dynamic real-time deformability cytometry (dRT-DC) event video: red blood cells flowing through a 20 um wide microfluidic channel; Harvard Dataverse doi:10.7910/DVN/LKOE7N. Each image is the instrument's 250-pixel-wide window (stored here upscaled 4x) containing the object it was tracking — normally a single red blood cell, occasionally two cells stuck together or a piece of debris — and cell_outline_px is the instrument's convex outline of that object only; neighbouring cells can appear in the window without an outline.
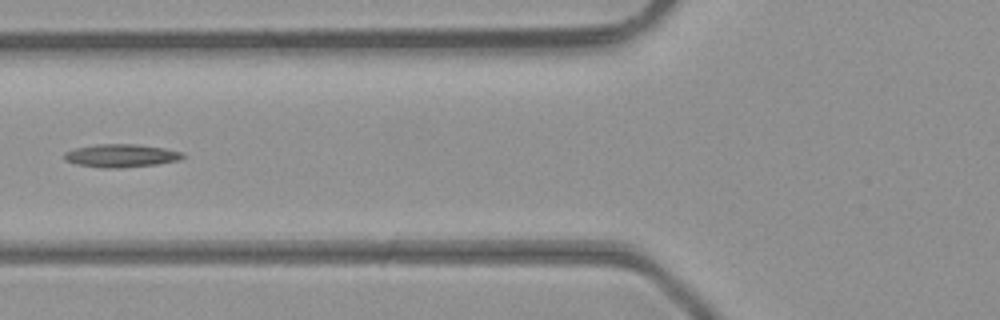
{"species": "common noctule bat (a hibernating species)", "species_latin": "Nyctalus noctula", "temperature_condition": "room temperature", "stored_images_in_passage": 3, "camera_frame_rate_fps": 3000, "um_per_image_px": 0.085, "animal": {"sex": "male", "body_mass_g": 23.1, "forearm_length_mm": 52.7}, "frame": {"image": 1, "passage_image": 2, "time_ms": 0.333, "image_size_px": [1000, 320], "cell_outline_px": [[184, 156], [180, 160], [156, 164], [120, 168], [100, 168], [76, 164], [64, 160], [64, 152], [76, 148], [96, 144], [136, 144], [164, 148], [184, 152]], "centroid_in_image_um": [10.28, 13.23], "position_along_channel_um": 115.5, "area_um2": 16.01}}
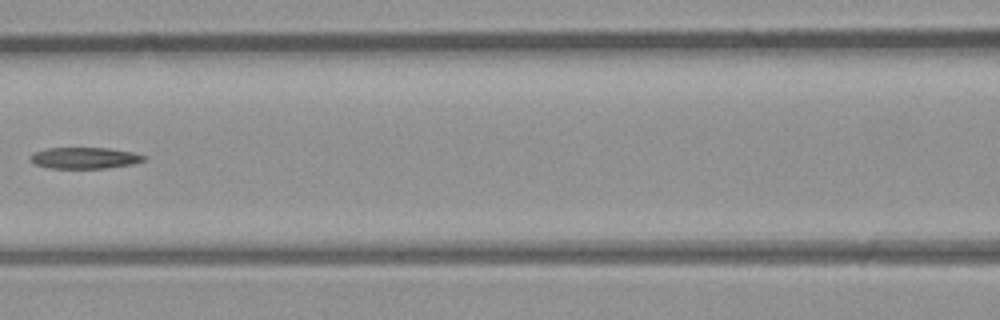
{"frame": {"image": 2, "passage_image": 3, "time_ms": 0.667, "image_size_px": [1000, 320], "cell_outline_px": [[144, 160], [132, 164], [104, 168], [48, 168], [36, 164], [28, 156], [32, 152], [48, 148], [108, 148], [132, 152], [144, 156]], "centroid_in_image_um": [7.14, 13.42], "position_along_channel_um": 159.5, "area_um2": 13.93}}